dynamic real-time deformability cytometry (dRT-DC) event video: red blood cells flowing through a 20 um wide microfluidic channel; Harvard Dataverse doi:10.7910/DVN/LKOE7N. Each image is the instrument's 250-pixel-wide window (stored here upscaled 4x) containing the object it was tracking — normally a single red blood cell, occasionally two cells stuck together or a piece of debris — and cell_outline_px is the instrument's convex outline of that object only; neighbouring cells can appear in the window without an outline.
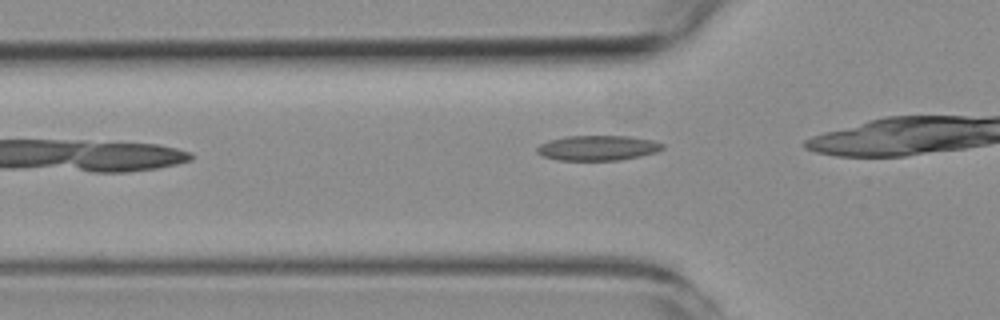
{"species": "common noctule bat (a hibernating species)", "species_latin": "Nyctalus noctula", "temperature_condition": "room temperature", "stored_images_in_passage": 5, "camera_frame_rate_fps": 3000, "um_per_image_px": 0.085, "animal": {"sex": "female", "body_mass_g": 19.3, "forearm_length_mm": 54.1}, "frame": {"image": 1, "passage_image": 3, "time_ms": 3.333, "image_size_px": [1000, 320], "cell_outline_px": [[664, 148], [656, 152], [640, 156], [620, 160], [556, 160], [544, 156], [536, 152], [536, 148], [540, 144], [552, 140], [568, 136], [628, 136], [652, 140], [664, 144]], "centroid_in_image_um": [50.82, 12.58], "position_along_channel_um": 75.0, "area_um2": 18.21}}